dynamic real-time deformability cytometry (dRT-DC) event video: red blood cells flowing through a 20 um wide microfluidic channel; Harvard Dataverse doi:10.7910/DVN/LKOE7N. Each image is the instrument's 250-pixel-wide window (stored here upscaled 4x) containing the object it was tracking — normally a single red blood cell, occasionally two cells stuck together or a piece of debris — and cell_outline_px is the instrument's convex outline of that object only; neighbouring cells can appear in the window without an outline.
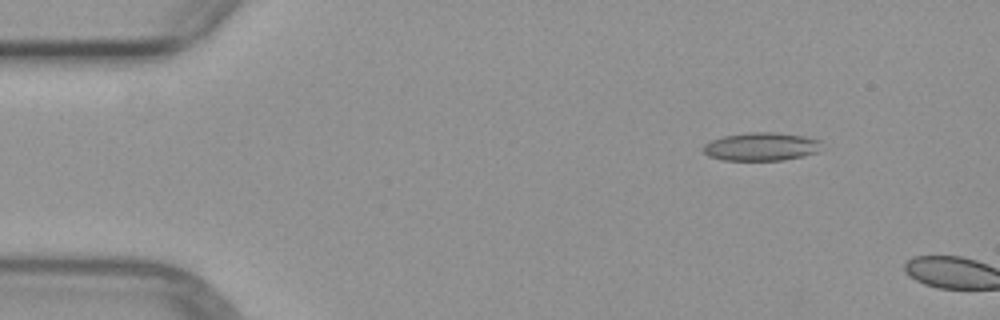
{"species": "common noctule bat (a hibernating species)", "species_latin": "Nyctalus noctula", "temperature_condition": "warm", "stored_images_in_passage": 2, "camera_frame_rate_fps": 3000, "um_per_image_px": 0.085, "animal": {"sex": "female", "body_mass_g": 29.2, "forearm_length_mm": 56.3}, "frame": {"image": 1, "passage_image": 1, "time_ms": 0.0, "image_size_px": [1000, 320], "cell_outline_px": [[820, 140], [816, 152], [804, 156], [784, 160], [724, 160], [708, 156], [700, 148], [704, 144], [712, 140], [724, 136], [748, 132], [776, 132], [808, 136]], "centroid_in_image_um": [64.67, 12.45], "position_along_channel_um": 20.3, "area_um2": 19.54}}